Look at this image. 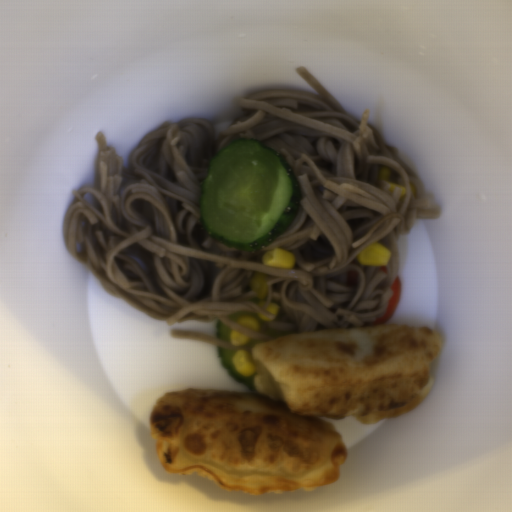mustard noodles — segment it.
Listing matches in <instances>:
<instances>
[{
  "label": "mustard noodles",
  "instance_id": "1",
  "mask_svg": "<svg viewBox=\"0 0 512 512\" xmlns=\"http://www.w3.org/2000/svg\"><path fill=\"white\" fill-rule=\"evenodd\" d=\"M318 94L269 90L239 100L242 112L217 132L204 118L166 122L144 137L128 166L101 131L94 185L73 189L62 225L66 248L107 294L169 325L220 320L268 343L299 332L373 327L387 311L398 273L397 241L441 205L384 137L345 108L306 67ZM282 153L302 190L296 216L268 247L246 252L209 238L198 200L211 160L235 139ZM379 242L386 266H360ZM274 248L293 267L262 263ZM270 302L280 306L274 315ZM259 331L237 324L242 315Z\"/></svg>",
  "mask_w": 512,
  "mask_h": 512
},
{
  "label": "mustard noodles",
  "instance_id": "2",
  "mask_svg": "<svg viewBox=\"0 0 512 512\" xmlns=\"http://www.w3.org/2000/svg\"><path fill=\"white\" fill-rule=\"evenodd\" d=\"M171 336L174 338H182V339H189V340H197V341H204L208 344H211L213 346L222 347L226 349H231L235 351L239 350H246L248 354L251 355L252 348H249L245 345L243 346H234L232 345L231 341H222L218 340L217 336H210L203 333H199L192 330H184V329H171L170 332Z\"/></svg>",
  "mask_w": 512,
  "mask_h": 512
}]
</instances>
